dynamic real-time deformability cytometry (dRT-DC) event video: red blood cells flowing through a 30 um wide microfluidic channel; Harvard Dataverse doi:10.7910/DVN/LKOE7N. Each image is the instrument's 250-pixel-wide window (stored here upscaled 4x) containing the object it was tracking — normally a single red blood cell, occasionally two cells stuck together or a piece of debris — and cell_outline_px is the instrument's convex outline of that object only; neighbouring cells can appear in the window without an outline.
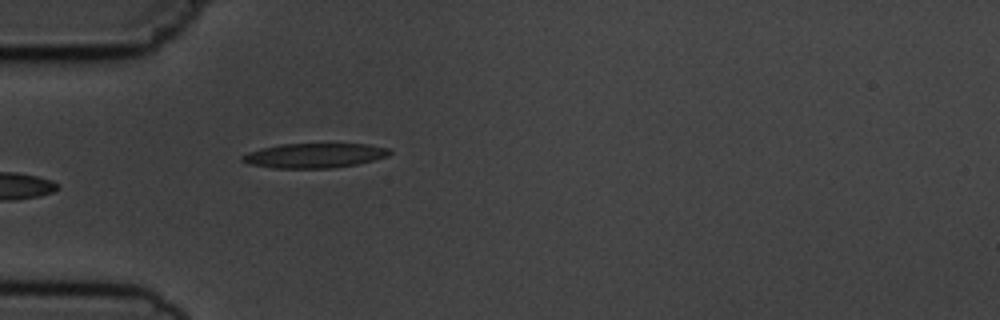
{"species": "common noctule bat (a hibernating species)", "species_latin": "Nyctalus noctula", "temperature_condition": "cold", "stored_images_in_passage": 5, "camera_frame_rate_fps": 3000, "um_per_image_px": 0.085, "animal": {"sex": "male", "body_mass_g": 19.5, "forearm_length_mm": 54.6}, "frame": {"image": 1, "passage_image": 5, "time_ms": 5.667, "image_size_px": [1000, 320], "cell_outline_px": [[392, 152], [388, 156], [356, 164], [332, 168], [272, 168], [248, 164], [240, 160], [240, 156], [248, 152], [280, 144], [368, 144], [388, 148]], "centroid_in_image_um": [26.7, 13.22], "position_along_channel_um": 58.3, "area_um2": 21.1}}